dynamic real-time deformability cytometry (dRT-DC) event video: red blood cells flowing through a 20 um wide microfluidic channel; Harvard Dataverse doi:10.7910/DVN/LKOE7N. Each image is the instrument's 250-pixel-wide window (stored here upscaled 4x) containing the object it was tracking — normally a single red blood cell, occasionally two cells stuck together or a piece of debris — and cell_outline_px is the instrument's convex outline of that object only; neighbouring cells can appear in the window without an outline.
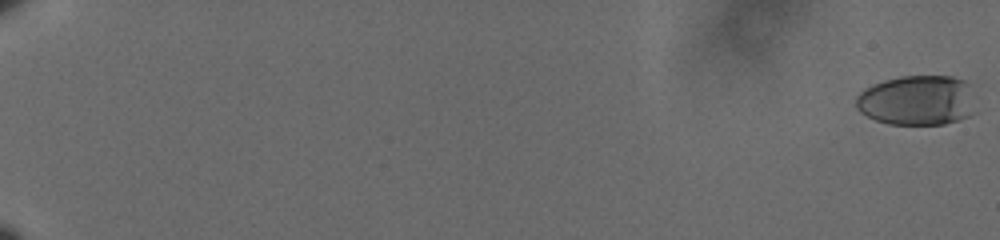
{"species": "human", "species_latin": "Homo sapiens", "temperature_condition": "cold", "stored_images_in_passage": 48, "camera_frame_rate_fps": 3000, "um_per_image_px": 0.085, "donor": {"sex": "male"}, "frame": {"image": 1, "passage_image": 1, "time_ms": 0.0, "image_size_px": [1000, 240], "cell_outline_px": [[968, 116], [960, 120], [944, 124], [888, 124], [876, 120], [860, 112], [856, 108], [856, 96], [864, 88], [872, 84], [884, 80], [900, 76], [952, 76], [964, 80], [968, 84]], "centroid_in_image_um": [77.82, 8.52], "position_along_channel_um": 7.2, "area_um2": 34.16}}
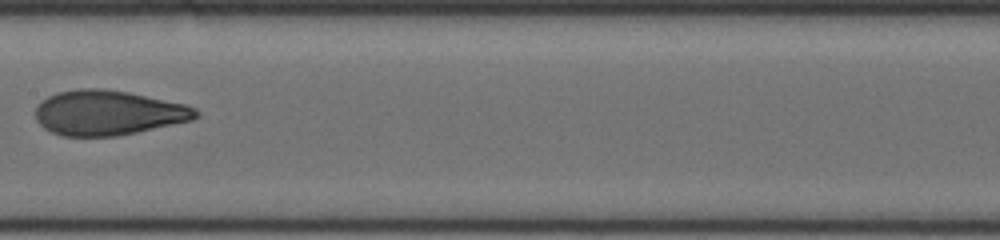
{"frame": {"image": 2, "passage_image": 27, "time_ms": 8.667, "image_size_px": [1000, 240], "cell_outline_px": [[200, 116], [192, 120], [136, 132], [116, 136], [60, 136], [44, 128], [36, 120], [36, 108], [48, 96], [56, 92], [76, 88], [104, 88], [128, 92], [188, 104], [196, 108], [200, 112]], "centroid_in_image_um": [9.22, 9.57], "position_along_channel_um": 198.2, "area_um2": 42.14}}
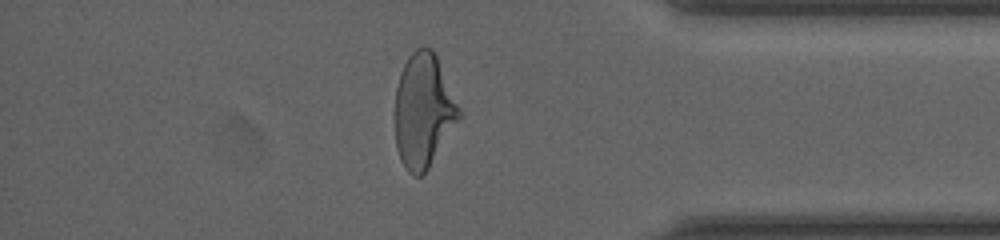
{"frame": {"image": 3, "passage_image": 41, "time_ms": 13.333, "image_size_px": [1000, 240], "cell_outline_px": [[460, 116], [428, 168], [420, 176], [416, 176], [408, 172], [400, 160], [396, 148], [396, 88], [400, 72], [408, 56], [416, 48], [432, 48], [436, 52], [460, 108]], "centroid_in_image_um": [35.98, 9.37], "position_along_channel_um": 399.2, "area_um2": 42.08}}